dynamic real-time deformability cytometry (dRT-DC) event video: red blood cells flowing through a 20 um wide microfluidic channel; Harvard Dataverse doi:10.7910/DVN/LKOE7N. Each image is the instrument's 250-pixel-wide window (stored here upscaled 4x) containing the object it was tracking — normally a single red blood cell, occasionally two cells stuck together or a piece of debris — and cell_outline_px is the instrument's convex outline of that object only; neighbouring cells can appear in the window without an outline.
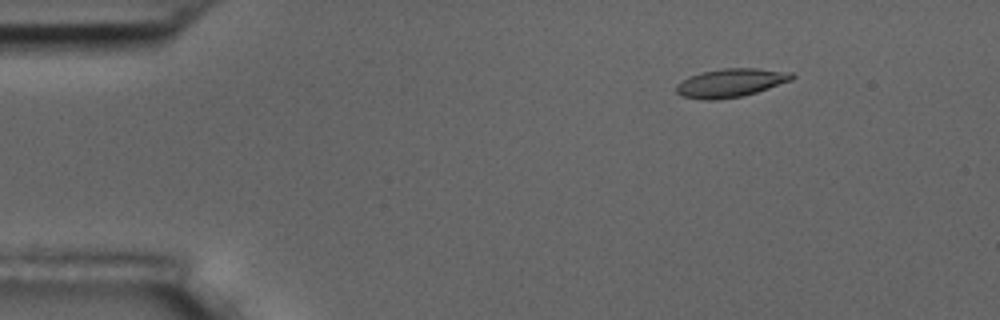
{"species": "common noctule bat (a hibernating species)", "species_latin": "Nyctalus noctula", "temperature_condition": "room temperature", "stored_images_in_passage": 5, "camera_frame_rate_fps": 3000, "um_per_image_px": 0.085, "animal": {"sex": "male", "body_mass_g": 17.5, "forearm_length_mm": 52.3}, "frame": {"image": 1, "passage_image": 3, "time_ms": 2.333, "image_size_px": [1000, 320], "cell_outline_px": [[796, 76], [792, 80], [756, 92], [740, 96], [716, 100], [708, 100], [684, 96], [676, 92], [676, 84], [688, 76], [700, 72], [724, 68], [756, 68], [792, 72]], "centroid_in_image_um": [62.11, 7.02], "position_along_channel_um": 22.9, "area_um2": 19.13}}